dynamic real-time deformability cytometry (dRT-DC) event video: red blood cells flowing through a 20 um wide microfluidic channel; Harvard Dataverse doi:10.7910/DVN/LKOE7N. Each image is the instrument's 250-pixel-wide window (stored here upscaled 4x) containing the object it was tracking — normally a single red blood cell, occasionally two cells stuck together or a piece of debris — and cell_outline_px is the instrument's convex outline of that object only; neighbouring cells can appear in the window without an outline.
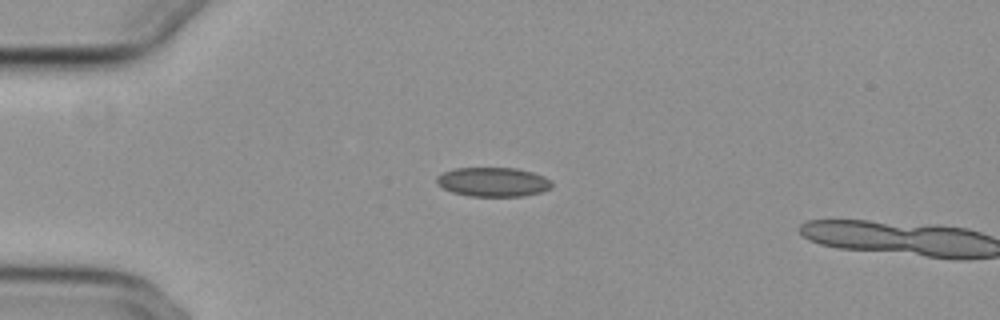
{"species": "common noctule bat (a hibernating species)", "species_latin": "Nyctalus noctula", "temperature_condition": "cold", "stored_images_in_passage": 3, "camera_frame_rate_fps": 3000, "um_per_image_px": 0.085, "animal": {"sex": "female", "body_mass_g": 29.2, "forearm_length_mm": 56.3}, "frame": {"image": 1, "passage_image": 1, "time_ms": 0.0, "image_size_px": [1000, 320], "cell_outline_px": [[552, 188], [540, 192], [524, 196], [468, 196], [452, 192], [436, 184], [436, 176], [444, 172], [456, 168], [516, 168], [532, 172], [544, 176], [552, 180]], "centroid_in_image_um": [41.92, 15.47], "position_along_channel_um": 43.1, "area_um2": 19.71}}